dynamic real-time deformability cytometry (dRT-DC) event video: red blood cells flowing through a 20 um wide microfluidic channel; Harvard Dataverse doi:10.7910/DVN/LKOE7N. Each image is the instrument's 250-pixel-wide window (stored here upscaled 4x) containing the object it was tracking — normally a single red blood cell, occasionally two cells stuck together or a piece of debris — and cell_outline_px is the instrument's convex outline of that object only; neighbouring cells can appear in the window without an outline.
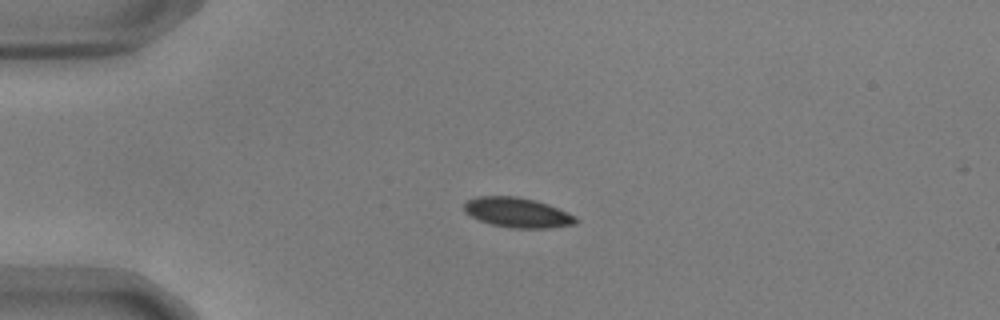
{"species": "common noctule bat (a hibernating species)", "species_latin": "Nyctalus noctula", "temperature_condition": "warm", "stored_images_in_passage": 49, "camera_frame_rate_fps": 3000, "um_per_image_px": 0.085, "animal": {"sex": "male", "body_mass_g": 17.9, "forearm_length_mm": 54.2}, "frame": {"image": 1, "passage_image": 13, "time_ms": 4.0, "image_size_px": [1000, 320], "cell_outline_px": [[580, 220], [576, 224], [548, 228], [512, 228], [492, 224], [480, 220], [464, 212], [464, 204], [468, 200], [476, 196], [516, 196], [536, 200], [548, 204], [568, 212], [576, 216]], "centroid_in_image_um": [44.02, 18.06], "position_along_channel_um": 41.0, "area_um2": 19.54}}
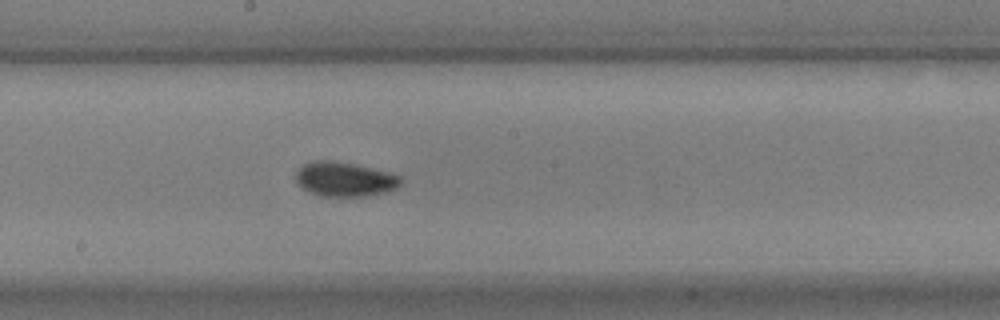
{"frame": {"image": 2, "passage_image": 30, "time_ms": 9.667, "image_size_px": [1000, 320], "cell_outline_px": [[404, 180], [396, 188], [384, 192], [368, 196], [320, 196], [308, 192], [296, 180], [296, 172], [304, 164], [316, 160], [332, 160], [372, 168], [388, 172], [400, 176]], "centroid_in_image_um": [29.31, 15.24], "position_along_channel_um": 218.9, "area_um2": 20.92}}
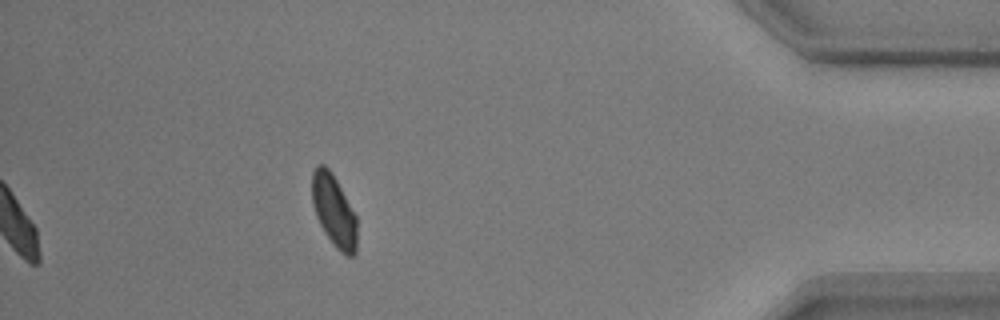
{"frame": {"image": 3, "passage_image": 49, "time_ms": 16.0, "image_size_px": [1000, 320], "cell_outline_px": [[356, 252], [352, 256], [348, 256], [340, 252], [332, 244], [324, 232], [316, 216], [312, 204], [312, 172], [316, 164], [324, 164], [332, 172], [356, 216]], "centroid_in_image_um": [28.36, 17.9], "position_along_channel_um": 406.8, "area_um2": 18.84}, "authors_computed_cell_mechanics": {"area_um2": 19.3052, "velocity_mm_per_s": 3.6803, "shape_relaxation_time_tau1_ms": 2.7571, "shape_relaxation_time_tau2_ms": null, "deformation_change_tau1": 0.0943, "deformation_change_tau2": null}}